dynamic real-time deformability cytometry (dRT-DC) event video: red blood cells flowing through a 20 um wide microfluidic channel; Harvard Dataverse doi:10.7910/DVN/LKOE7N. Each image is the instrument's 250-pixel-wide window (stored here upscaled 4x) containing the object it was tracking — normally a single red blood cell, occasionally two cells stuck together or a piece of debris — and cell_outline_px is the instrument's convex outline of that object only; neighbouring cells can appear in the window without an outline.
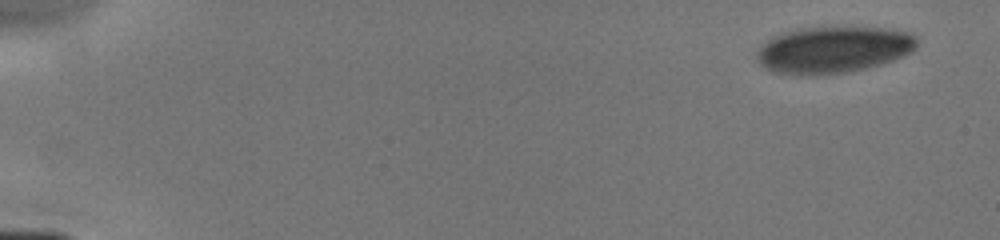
{"species": "human", "species_latin": "Homo sapiens", "temperature_condition": "cold", "stored_images_in_passage": 7, "camera_frame_rate_fps": 3000, "um_per_image_px": 0.085, "donor": {"sex": "male"}, "frame": {"image": 1, "passage_image": 1, "time_ms": 0.0, "image_size_px": [1000, 240], "cell_outline_px": [[916, 48], [912, 52], [904, 56], [880, 64], [848, 72], [812, 76], [772, 72], [760, 64], [756, 56], [760, 48], [772, 36], [804, 28], [884, 28], [912, 32], [916, 36]], "centroid_in_image_um": [70.86, 4.24], "position_along_channel_um": 14.1, "area_um2": 43.18}}
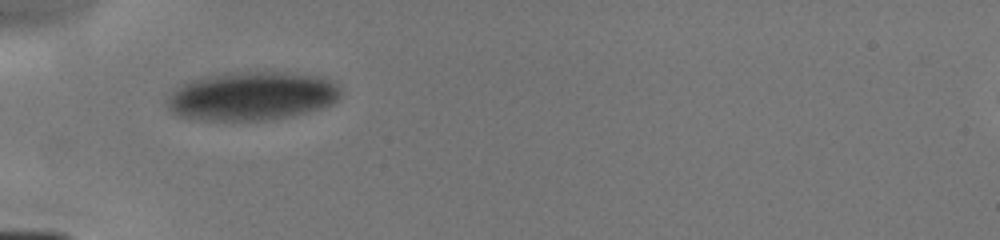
{"frame": {"image": 2, "passage_image": 6, "time_ms": 4.667, "image_size_px": [1000, 240], "cell_outline_px": [[340, 96], [332, 104], [308, 112], [292, 116], [268, 120], [204, 120], [180, 116], [168, 112], [168, 100], [172, 92], [176, 88], [188, 80], [208, 76], [232, 72], [288, 72], [320, 76], [336, 84], [340, 88]], "centroid_in_image_um": [21.41, 8.16], "position_along_channel_um": 63.6, "area_um2": 49.25}}